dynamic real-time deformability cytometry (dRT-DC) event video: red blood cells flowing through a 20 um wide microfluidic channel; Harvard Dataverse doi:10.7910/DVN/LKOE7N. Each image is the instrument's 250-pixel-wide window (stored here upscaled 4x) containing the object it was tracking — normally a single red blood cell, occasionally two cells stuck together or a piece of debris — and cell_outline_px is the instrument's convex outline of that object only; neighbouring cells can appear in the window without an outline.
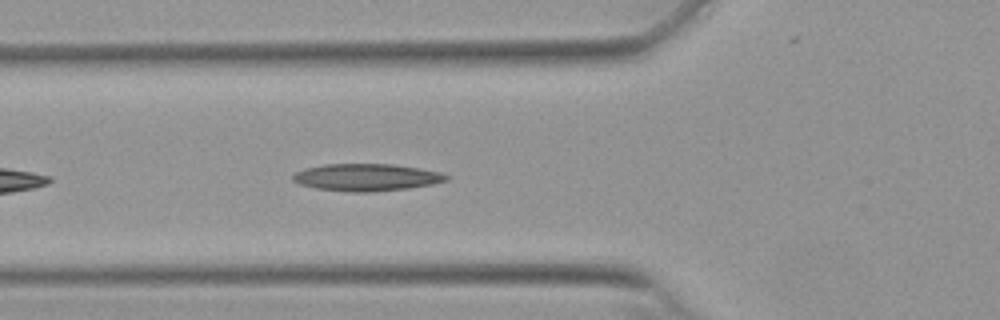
{"species": "Egyptian fruit bat (a non-hibernating species)", "species_latin": "Rousettus aegyptiacus", "temperature_condition": "warm", "stored_images_in_passage": 10, "camera_frame_rate_fps": 3000, "um_per_image_px": 0.085, "animal": {"sex": "female"}, "frame": {"image": 1, "passage_image": 6, "time_ms": 1.667, "image_size_px": [1000, 320], "cell_outline_px": [[448, 180], [432, 184], [408, 188], [368, 192], [348, 192], [316, 188], [300, 184], [292, 180], [292, 176], [296, 172], [304, 168], [324, 164], [392, 164], [420, 168], [440, 172], [448, 176]], "centroid_in_image_um": [31.13, 15.07], "position_along_channel_um": 94.7, "area_um2": 24.28}}